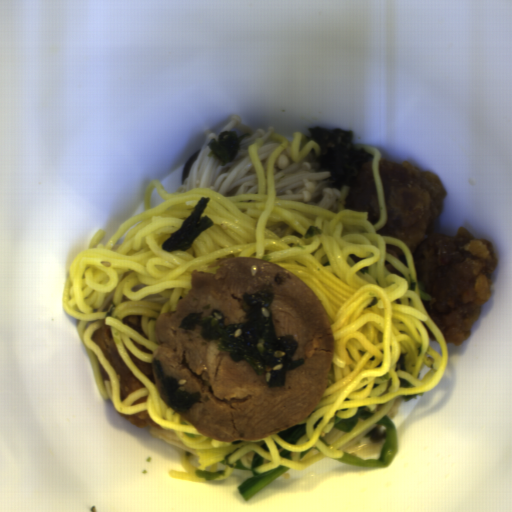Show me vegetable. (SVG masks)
<instances>
[{
    "label": "vegetable",
    "mask_w": 512,
    "mask_h": 512,
    "mask_svg": "<svg viewBox=\"0 0 512 512\" xmlns=\"http://www.w3.org/2000/svg\"><path fill=\"white\" fill-rule=\"evenodd\" d=\"M240 448H236L232 452H230L228 455L224 457L220 463L222 465H225L227 467L233 468V469H241V470H251L253 477L247 479L243 483H241L237 489L240 493V495L243 497L245 501H249L256 493H258L260 490H262L264 487H266L268 484L276 480L278 477L286 473L290 470V468L285 467L283 465H279L278 467L265 471L262 473H257L255 469L261 465H263L264 458L263 456L259 455L258 453H254L251 459V467L246 468L243 466L240 459L236 461L233 464L229 463L230 457Z\"/></svg>",
    "instance_id": "obj_1"
},
{
    "label": "vegetable",
    "mask_w": 512,
    "mask_h": 512,
    "mask_svg": "<svg viewBox=\"0 0 512 512\" xmlns=\"http://www.w3.org/2000/svg\"><path fill=\"white\" fill-rule=\"evenodd\" d=\"M375 424L386 426V442L382 447L379 459H361L354 455L344 453L342 458L335 460L358 468H388L398 452L399 438L397 429L387 414Z\"/></svg>",
    "instance_id": "obj_2"
},
{
    "label": "vegetable",
    "mask_w": 512,
    "mask_h": 512,
    "mask_svg": "<svg viewBox=\"0 0 512 512\" xmlns=\"http://www.w3.org/2000/svg\"><path fill=\"white\" fill-rule=\"evenodd\" d=\"M373 415L374 413L371 412L369 407L359 406L357 413L350 419H341L338 416H334L333 427L342 432L351 431L355 427L358 419L368 420L373 417Z\"/></svg>",
    "instance_id": "obj_3"
},
{
    "label": "vegetable",
    "mask_w": 512,
    "mask_h": 512,
    "mask_svg": "<svg viewBox=\"0 0 512 512\" xmlns=\"http://www.w3.org/2000/svg\"><path fill=\"white\" fill-rule=\"evenodd\" d=\"M306 434V423L301 425H295L290 428L281 429L277 432V436H279L284 442L289 444H295L300 441V439Z\"/></svg>",
    "instance_id": "obj_4"
},
{
    "label": "vegetable",
    "mask_w": 512,
    "mask_h": 512,
    "mask_svg": "<svg viewBox=\"0 0 512 512\" xmlns=\"http://www.w3.org/2000/svg\"><path fill=\"white\" fill-rule=\"evenodd\" d=\"M195 474L201 478V479H205V481L207 483H210L211 481H213L217 476H221V475H225V470L224 471H217V472H205V471H202V470H196Z\"/></svg>",
    "instance_id": "obj_5"
},
{
    "label": "vegetable",
    "mask_w": 512,
    "mask_h": 512,
    "mask_svg": "<svg viewBox=\"0 0 512 512\" xmlns=\"http://www.w3.org/2000/svg\"><path fill=\"white\" fill-rule=\"evenodd\" d=\"M275 444H276V448L278 450V453H279L280 457H282V458H284L286 460H291L292 461V451L286 450L281 445H279L277 442H275Z\"/></svg>",
    "instance_id": "obj_6"
},
{
    "label": "vegetable",
    "mask_w": 512,
    "mask_h": 512,
    "mask_svg": "<svg viewBox=\"0 0 512 512\" xmlns=\"http://www.w3.org/2000/svg\"><path fill=\"white\" fill-rule=\"evenodd\" d=\"M310 450H316V451H318V452H321V451L319 450V448H318V447H313V446H312V447H309V448H308L307 450H305L304 452H300V459H302V458H303V457H304V456H305V455H306Z\"/></svg>",
    "instance_id": "obj_7"
},
{
    "label": "vegetable",
    "mask_w": 512,
    "mask_h": 512,
    "mask_svg": "<svg viewBox=\"0 0 512 512\" xmlns=\"http://www.w3.org/2000/svg\"><path fill=\"white\" fill-rule=\"evenodd\" d=\"M322 419H323V416L316 420V422L314 423V426H313L314 430L320 425Z\"/></svg>",
    "instance_id": "obj_8"
},
{
    "label": "vegetable",
    "mask_w": 512,
    "mask_h": 512,
    "mask_svg": "<svg viewBox=\"0 0 512 512\" xmlns=\"http://www.w3.org/2000/svg\"><path fill=\"white\" fill-rule=\"evenodd\" d=\"M261 447H262V449H264L265 451L270 452V450H269V448H268V446H267L266 442H265V443H262Z\"/></svg>",
    "instance_id": "obj_9"
},
{
    "label": "vegetable",
    "mask_w": 512,
    "mask_h": 512,
    "mask_svg": "<svg viewBox=\"0 0 512 512\" xmlns=\"http://www.w3.org/2000/svg\"><path fill=\"white\" fill-rule=\"evenodd\" d=\"M319 440L325 444L327 447H329L330 445L326 442V440L323 438V437H319Z\"/></svg>",
    "instance_id": "obj_10"
}]
</instances>
